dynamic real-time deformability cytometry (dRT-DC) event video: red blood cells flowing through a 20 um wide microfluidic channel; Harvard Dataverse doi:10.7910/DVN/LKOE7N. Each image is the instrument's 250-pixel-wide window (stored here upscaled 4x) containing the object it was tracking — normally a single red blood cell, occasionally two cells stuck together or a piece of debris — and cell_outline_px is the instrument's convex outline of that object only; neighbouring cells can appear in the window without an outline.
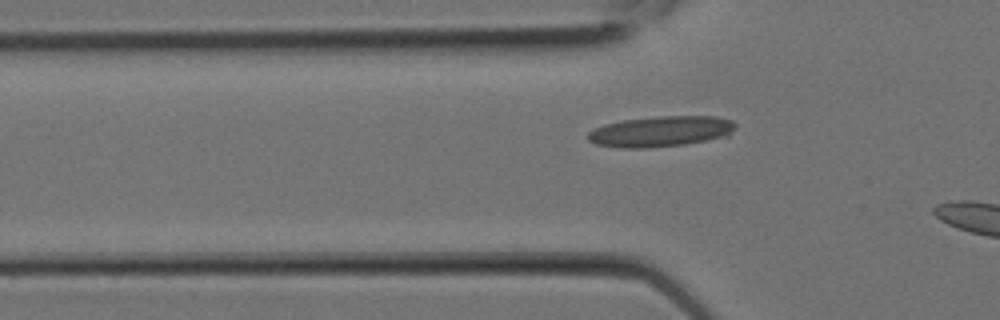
{"species": "Egyptian fruit bat (a non-hibernating species)", "species_latin": "Rousettus aegyptiacus", "temperature_condition": "room temperature", "stored_images_in_passage": 3, "camera_frame_rate_fps": 3000, "um_per_image_px": 0.085, "animal": {"sex": "female"}, "frame": {"image": 1, "passage_image": 3, "time_ms": 0.667, "image_size_px": [1000, 320], "cell_outline_px": [[736, 128], [728, 136], [684, 144], [648, 148], [624, 148], [596, 144], [588, 140], [588, 132], [604, 124], [624, 120], [660, 116], [716, 116], [732, 120], [736, 124]], "centroid_in_image_um": [56.2, 11.17], "position_along_channel_um": 69.6, "area_um2": 26.3}}